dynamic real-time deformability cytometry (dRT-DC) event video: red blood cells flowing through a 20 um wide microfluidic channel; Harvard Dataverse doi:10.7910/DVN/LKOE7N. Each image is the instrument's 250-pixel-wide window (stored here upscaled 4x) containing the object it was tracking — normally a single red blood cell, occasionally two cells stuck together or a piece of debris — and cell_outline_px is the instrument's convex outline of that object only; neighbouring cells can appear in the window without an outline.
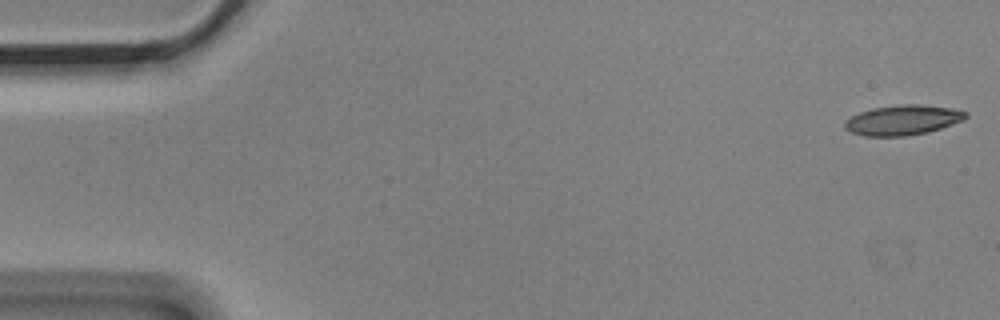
{"species": "Egyptian fruit bat (a non-hibernating species)", "species_latin": "Rousettus aegyptiacus", "temperature_condition": "cold", "stored_images_in_passage": 8, "camera_frame_rate_fps": 3000, "um_per_image_px": 0.085, "animal": {"sex": "male"}, "frame": {"image": 1, "passage_image": 1, "time_ms": 0.0, "image_size_px": [1000, 320], "cell_outline_px": [[968, 116], [964, 120], [928, 132], [904, 136], [864, 136], [852, 132], [844, 128], [844, 120], [860, 112], [872, 108], [900, 104], [920, 104], [952, 108], [968, 112]], "centroid_in_image_um": [76.74, 10.2], "position_along_channel_um": 8.3, "area_um2": 21.21}}
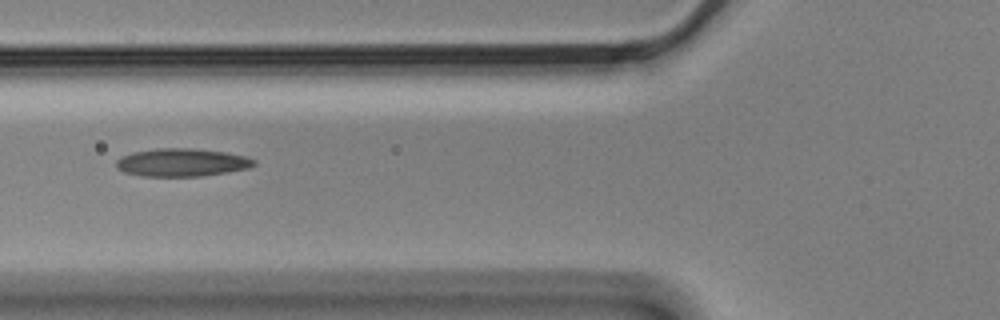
{"frame": {"image": 2, "passage_image": 7, "time_ms": 2.0, "image_size_px": [1000, 320], "cell_outline_px": [[256, 164], [248, 168], [228, 172], [204, 176], [144, 176], [124, 172], [116, 168], [116, 160], [120, 156], [132, 152], [156, 148], [192, 148], [224, 152], [244, 156], [256, 160]], "centroid_in_image_um": [15.43, 13.8], "position_along_channel_um": 110.4, "area_um2": 22.54}}
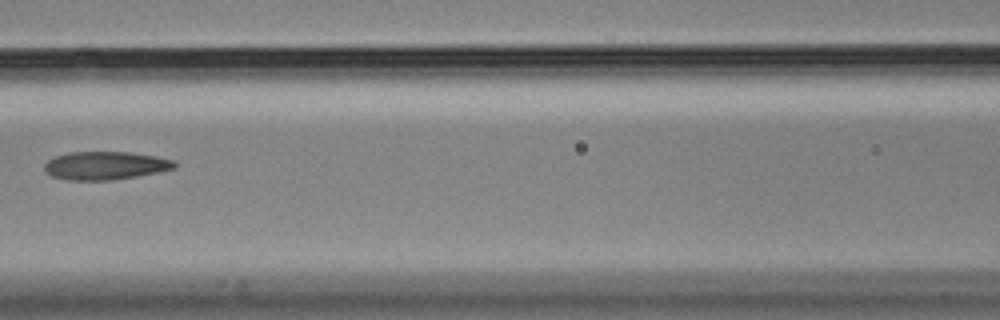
{"frame": {"image": 3, "passage_image": 8, "time_ms": 2.333, "image_size_px": [1000, 320], "cell_outline_px": [[176, 168], [136, 176], [112, 180], [68, 180], [52, 176], [44, 172], [44, 164], [48, 160], [56, 156], [68, 152], [128, 152], [156, 156], [176, 160]], "centroid_in_image_um": [8.94, 14.07], "position_along_channel_um": 157.7, "area_um2": 21.39}}